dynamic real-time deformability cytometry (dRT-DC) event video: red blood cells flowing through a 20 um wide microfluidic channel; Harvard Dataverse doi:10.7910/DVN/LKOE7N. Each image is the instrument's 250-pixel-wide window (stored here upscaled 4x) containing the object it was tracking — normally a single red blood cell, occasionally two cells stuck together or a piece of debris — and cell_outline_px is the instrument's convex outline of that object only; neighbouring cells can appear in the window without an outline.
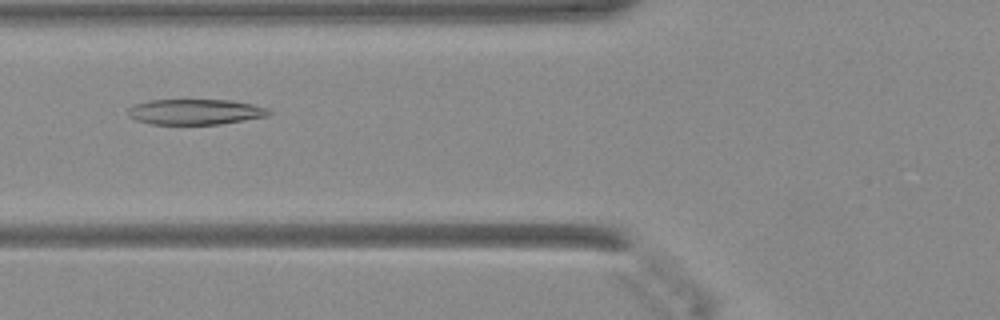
{"species": "Egyptian fruit bat (a non-hibernating species)", "species_latin": "Rousettus aegyptiacus", "temperature_condition": "warm", "stored_images_in_passage": 44, "camera_frame_rate_fps": 3000, "um_per_image_px": 0.085, "animal": {"sex": "female"}, "frame": {"image": 1, "passage_image": 15, "time_ms": 4.667, "image_size_px": [1000, 320], "cell_outline_px": [[272, 112], [268, 116], [220, 124], [152, 124], [136, 120], [128, 116], [128, 108], [132, 104], [148, 100], [232, 100], [252, 104], [268, 108]], "centroid_in_image_um": [16.58, 9.5], "position_along_channel_um": 109.2, "area_um2": 21.04}}
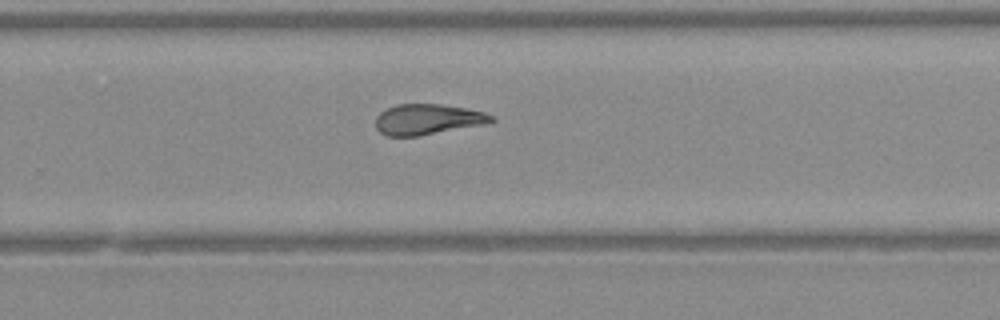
{"frame": {"image": 2, "passage_image": 28, "time_ms": 9.0, "image_size_px": [1000, 320], "cell_outline_px": [[496, 120], [484, 124], [420, 136], [388, 136], [380, 132], [376, 128], [376, 116], [380, 112], [396, 104], [440, 104], [468, 108], [484, 112], [496, 116]], "centroid_in_image_um": [36.37, 10.14], "position_along_channel_um": 293.4, "area_um2": 20.75}}
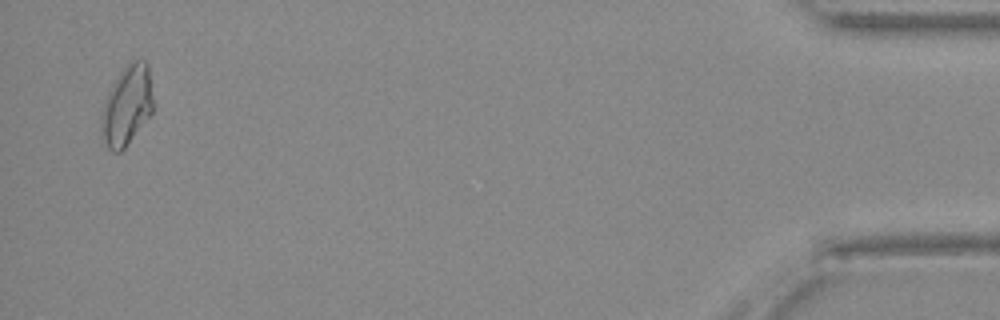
{"frame": {"image": 3, "passage_image": 43, "time_ms": 14.0, "image_size_px": [1000, 320], "cell_outline_px": [[152, 112], [124, 148], [120, 152], [112, 152], [108, 148], [100, 132], [100, 116], [108, 92], [112, 84], [120, 72], [132, 60], [148, 60], [152, 96]], "centroid_in_image_um": [10.77, 8.96], "position_along_channel_um": 424.4, "area_um2": 23.87}}